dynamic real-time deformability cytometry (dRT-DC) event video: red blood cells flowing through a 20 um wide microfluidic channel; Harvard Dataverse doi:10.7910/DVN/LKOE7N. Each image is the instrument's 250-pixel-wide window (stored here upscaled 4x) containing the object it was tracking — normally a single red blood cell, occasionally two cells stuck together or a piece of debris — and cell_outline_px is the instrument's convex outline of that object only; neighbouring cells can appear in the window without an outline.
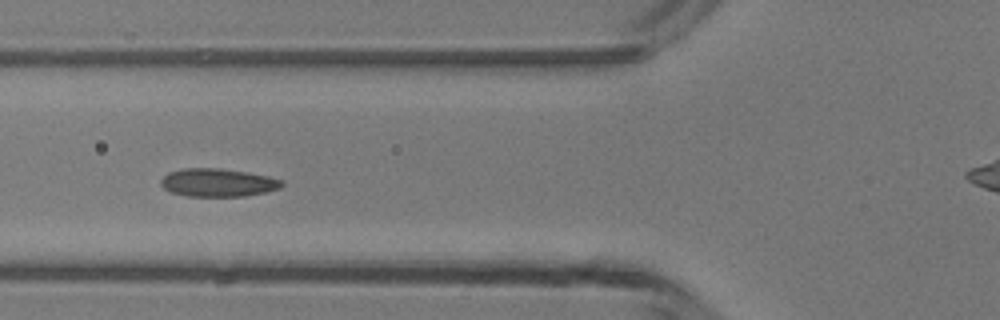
{"species": "common noctule bat (a hibernating species)", "species_latin": "Nyctalus noctula", "temperature_condition": "room temperature", "stored_images_in_passage": 5, "camera_frame_rate_fps": 3000, "um_per_image_px": 0.085, "animal": {"sex": "male", "body_mass_g": 13.3}, "frame": {"image": 1, "passage_image": 5, "time_ms": 4.333, "image_size_px": [1000, 320], "cell_outline_px": [[284, 184], [280, 188], [264, 192], [244, 196], [188, 196], [172, 192], [164, 188], [160, 184], [160, 180], [168, 172], [184, 168], [220, 168], [248, 172], [268, 176], [284, 180]], "centroid_in_image_um": [18.53, 15.51], "position_along_channel_um": 107.3, "area_um2": 19.83}}